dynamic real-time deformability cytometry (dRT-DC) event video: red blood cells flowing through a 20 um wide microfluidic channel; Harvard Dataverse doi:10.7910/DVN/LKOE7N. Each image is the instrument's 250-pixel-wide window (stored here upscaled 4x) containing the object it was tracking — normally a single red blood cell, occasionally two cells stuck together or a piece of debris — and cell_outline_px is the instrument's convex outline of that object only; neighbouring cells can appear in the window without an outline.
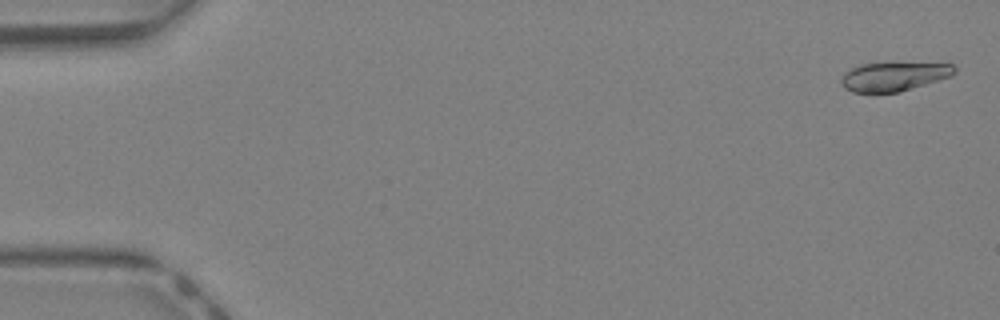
{"species": "Egyptian fruit bat (a non-hibernating species)", "species_latin": "Rousettus aegyptiacus", "temperature_condition": "warm", "stored_images_in_passage": 43, "camera_frame_rate_fps": 3000, "um_per_image_px": 0.085, "animal": {"sex": "female"}, "frame": {"image": 1, "passage_image": 2, "time_ms": 0.333, "image_size_px": [1000, 320], "cell_outline_px": [[956, 72], [952, 76], [900, 92], [852, 92], [844, 88], [840, 84], [840, 80], [844, 72], [860, 64], [952, 64], [956, 68]], "centroid_in_image_um": [75.95, 6.52], "position_along_channel_um": 9.1, "area_um2": 18.79}}
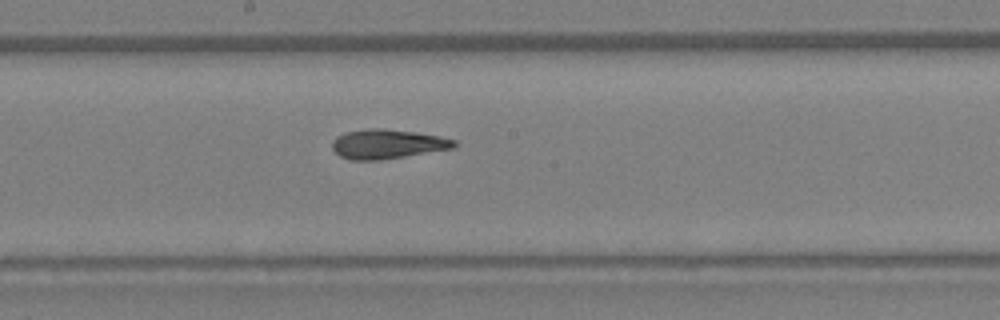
{"frame": {"image": 2, "passage_image": 24, "time_ms": 7.667, "image_size_px": [1000, 320], "cell_outline_px": [[456, 144], [452, 148], [380, 160], [352, 160], [340, 156], [332, 148], [332, 140], [336, 136], [344, 132], [368, 128], [376, 128], [416, 132], [440, 136], [456, 140]], "centroid_in_image_um": [32.88, 12.23], "position_along_channel_um": 215.3, "area_um2": 20.75}}
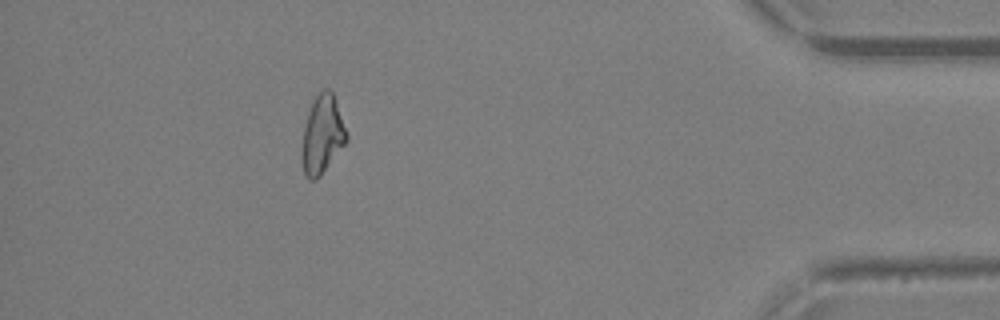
{"frame": {"image": 3, "passage_image": 39, "time_ms": 12.667, "image_size_px": [1000, 320], "cell_outline_px": [[348, 140], [320, 176], [316, 180], [308, 180], [304, 172], [300, 160], [300, 152], [304, 128], [308, 112], [316, 96], [324, 88], [328, 88], [332, 92], [348, 132]], "centroid_in_image_um": [27.38, 11.48], "position_along_channel_um": 407.8, "area_um2": 20.46}, "authors_computed_cell_mechanics": {"area_um2": 20.4612, "velocity_mm_per_s": 4.8794, "shape_relaxation_time_tau1_ms": null, "shape_relaxation_time_tau2_ms": 1.8479, "deformation_change_tau1": null, "deformation_change_tau2": 0.0878}}